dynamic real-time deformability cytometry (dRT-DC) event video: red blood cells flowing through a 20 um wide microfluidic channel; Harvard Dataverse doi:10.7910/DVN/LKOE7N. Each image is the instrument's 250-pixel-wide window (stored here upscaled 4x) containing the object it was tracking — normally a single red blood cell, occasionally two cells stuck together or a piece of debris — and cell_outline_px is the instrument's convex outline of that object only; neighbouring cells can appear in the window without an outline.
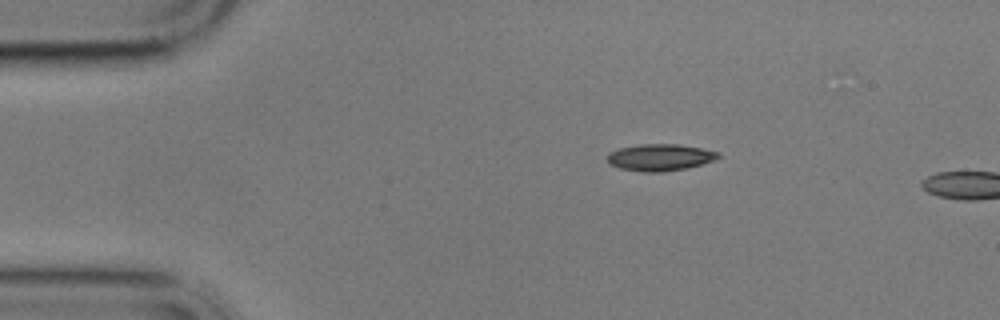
{"species": "common noctule bat (a hibernating species)", "species_latin": "Nyctalus noctula", "temperature_condition": "cold", "stored_images_in_passage": 2, "camera_frame_rate_fps": 3000, "um_per_image_px": 0.085, "animal": {"sex": "male", "body_mass_g": 17.9}, "frame": {"image": 1, "passage_image": 1, "time_ms": 0.0, "image_size_px": [1000, 320], "cell_outline_px": [[720, 156], [712, 160], [688, 168], [660, 172], [644, 172], [620, 168], [608, 164], [608, 152], [620, 148], [640, 144], [676, 144], [700, 148], [720, 152]], "centroid_in_image_um": [56.07, 13.38], "position_along_channel_um": 28.9, "area_um2": 17.17}}